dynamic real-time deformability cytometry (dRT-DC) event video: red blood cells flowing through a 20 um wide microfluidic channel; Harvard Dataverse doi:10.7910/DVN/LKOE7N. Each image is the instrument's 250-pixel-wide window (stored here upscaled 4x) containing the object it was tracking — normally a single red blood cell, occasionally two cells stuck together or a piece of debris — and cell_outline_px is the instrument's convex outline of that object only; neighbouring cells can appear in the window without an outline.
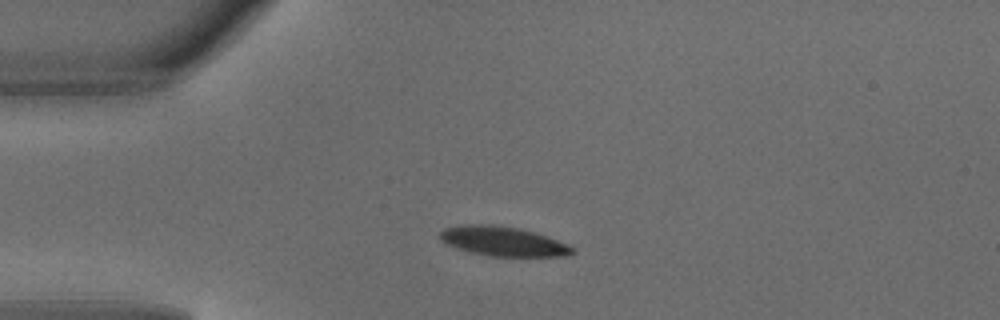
{"species": "common noctule bat (a hibernating species)", "species_latin": "Nyctalus noctula", "temperature_condition": "warm", "stored_images_in_passage": 4, "camera_frame_rate_fps": 3000, "um_per_image_px": 0.085, "animal": {"sex": "male", "body_mass_g": 18.8}, "frame": {"image": 1, "passage_image": 3, "time_ms": 0.667, "image_size_px": [1000, 320], "cell_outline_px": [[576, 252], [564, 256], [488, 256], [456, 248], [440, 240], [440, 232], [444, 228], [464, 224], [492, 224], [520, 228], [548, 236], [572, 248]], "centroid_in_image_um": [42.72, 20.5], "position_along_channel_um": 42.3, "area_um2": 22.6}}
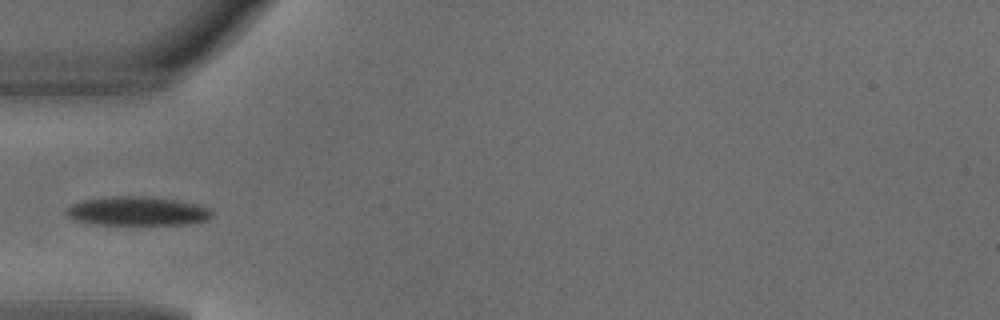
{"frame": {"image": 2, "passage_image": 4, "time_ms": 1.0, "image_size_px": [1000, 320], "cell_outline_px": [[212, 216], [208, 220], [188, 224], [96, 224], [72, 220], [64, 212], [72, 204], [84, 200], [112, 196], [140, 196], [176, 200], [196, 204], [212, 208]], "centroid_in_image_um": [11.69, 17.95], "position_along_channel_um": 73.3, "area_um2": 24.51}}